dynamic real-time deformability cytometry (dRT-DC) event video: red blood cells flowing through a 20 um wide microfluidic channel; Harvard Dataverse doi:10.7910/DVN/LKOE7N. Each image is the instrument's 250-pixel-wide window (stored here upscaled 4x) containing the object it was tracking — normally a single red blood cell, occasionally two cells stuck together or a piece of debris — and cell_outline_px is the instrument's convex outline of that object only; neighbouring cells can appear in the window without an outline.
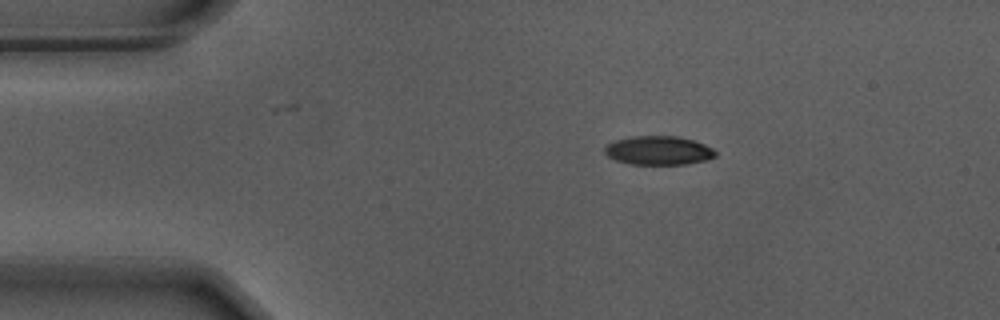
{"species": "Egyptian fruit bat (a non-hibernating species)", "species_latin": "Rousettus aegyptiacus", "temperature_condition": "warm", "stored_images_in_passage": 46, "camera_frame_rate_fps": 3000, "um_per_image_px": 0.085, "animal": {"sex": "male"}, "frame": {"image": 1, "passage_image": 1, "time_ms": 0.0, "image_size_px": [1000, 320], "cell_outline_px": [[716, 156], [708, 160], [688, 164], [628, 164], [616, 160], [608, 156], [604, 152], [604, 148], [608, 144], [616, 140], [632, 136], [680, 136], [704, 144], [712, 148], [716, 152]], "centroid_in_image_um": [55.99, 12.79], "position_along_channel_um": 29.0, "area_um2": 18.67}}
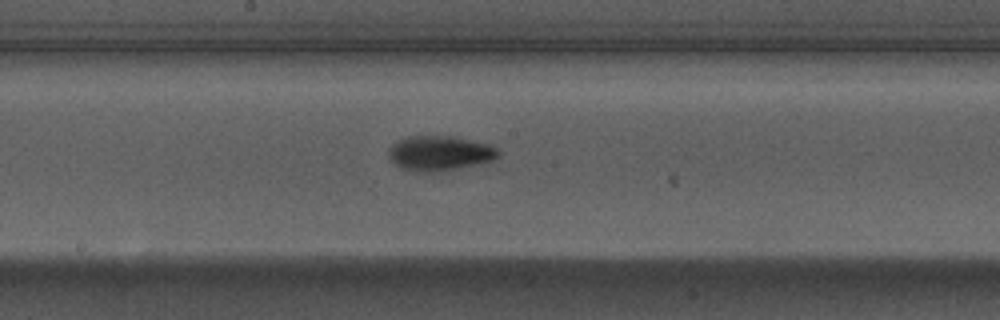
{"frame": {"image": 2, "passage_image": 20, "time_ms": 6.333, "image_size_px": [1000, 320], "cell_outline_px": [[500, 156], [484, 164], [432, 172], [416, 172], [400, 168], [388, 156], [388, 148], [392, 144], [408, 136], [452, 136], [488, 144], [496, 148], [500, 152]], "centroid_in_image_um": [37.38, 13.03], "position_along_channel_um": 210.8, "area_um2": 22.37}}
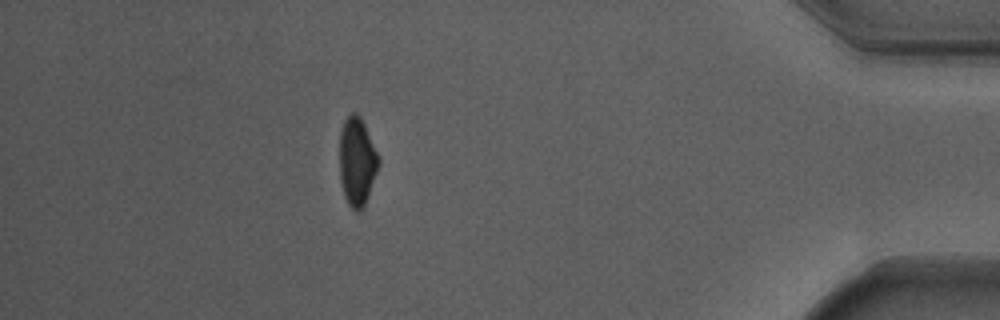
{"frame": {"image": 3, "passage_image": 40, "time_ms": 13.0, "image_size_px": [1000, 320], "cell_outline_px": [[380, 164], [368, 196], [360, 212], [356, 212], [348, 204], [344, 196], [340, 180], [340, 132], [344, 120], [352, 112], [356, 112], [360, 116], [364, 124], [380, 160]], "centroid_in_image_um": [30.34, 13.74], "position_along_channel_um": 404.9, "area_um2": 20.0}, "authors_computed_cell_mechanics": {"area_um2": 20.7213, "velocity_mm_per_s": 3.7047, "shape_relaxation_time_tau1_ms": 3.4229, "shape_relaxation_time_tau2_ms": 2.1832, "deformation_change_tau1": 0.1669, "deformation_change_tau2": 0.077}}